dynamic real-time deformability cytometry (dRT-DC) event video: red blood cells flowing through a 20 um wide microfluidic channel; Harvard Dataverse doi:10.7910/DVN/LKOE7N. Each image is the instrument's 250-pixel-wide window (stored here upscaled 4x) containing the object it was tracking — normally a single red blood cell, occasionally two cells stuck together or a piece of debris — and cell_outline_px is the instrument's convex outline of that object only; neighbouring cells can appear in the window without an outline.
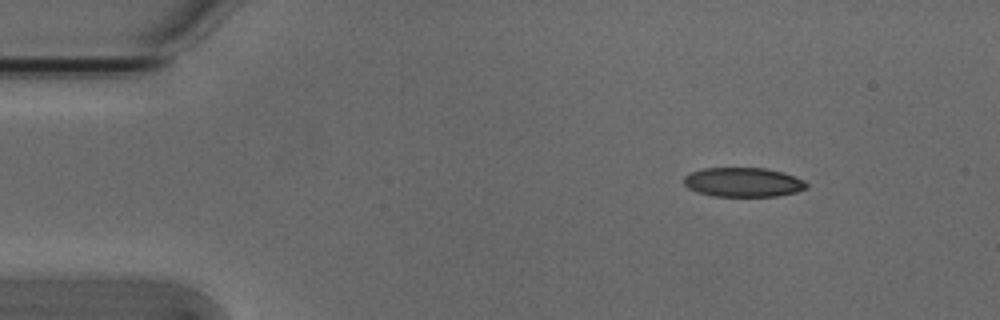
{"species": "Egyptian fruit bat (a non-hibernating species)", "species_latin": "Rousettus aegyptiacus", "temperature_condition": "cold", "stored_images_in_passage": 47, "camera_frame_rate_fps": 3000, "um_per_image_px": 0.085, "animal": {"sex": "male"}, "frame": {"image": 1, "passage_image": 1, "time_ms": 0.0, "image_size_px": [1000, 320], "cell_outline_px": [[808, 188], [796, 192], [776, 196], [712, 196], [696, 192], [688, 188], [684, 184], [684, 176], [692, 172], [704, 168], [764, 168], [784, 172], [804, 180], [808, 184]], "centroid_in_image_um": [63.18, 15.49], "position_along_channel_um": 21.8, "area_um2": 21.04}}
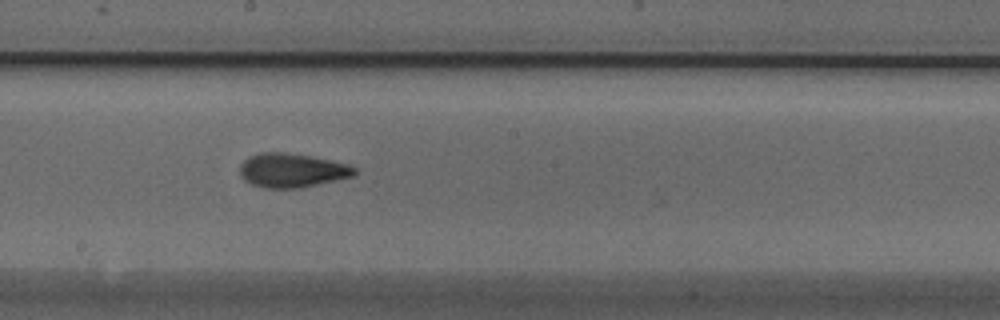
{"frame": {"image": 2, "passage_image": 23, "time_ms": 7.333, "image_size_px": [1000, 320], "cell_outline_px": [[356, 172], [352, 176], [300, 188], [264, 188], [252, 184], [244, 180], [240, 176], [240, 164], [248, 156], [260, 152], [280, 152], [308, 156], [348, 164], [356, 168]], "centroid_in_image_um": [24.76, 14.48], "position_along_channel_um": 223.4, "area_um2": 22.54}}
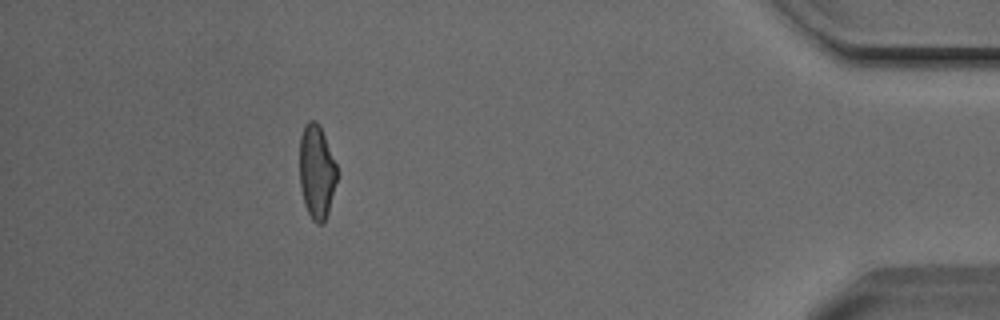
{"frame": {"image": 3, "passage_image": 42, "time_ms": 13.667, "image_size_px": [1000, 320], "cell_outline_px": [[336, 180], [328, 212], [324, 224], [316, 224], [312, 220], [304, 204], [300, 184], [300, 136], [304, 124], [308, 120], [316, 120], [320, 124], [336, 164]], "centroid_in_image_um": [26.9, 14.58], "position_along_channel_um": 408.3, "area_um2": 20.46}}